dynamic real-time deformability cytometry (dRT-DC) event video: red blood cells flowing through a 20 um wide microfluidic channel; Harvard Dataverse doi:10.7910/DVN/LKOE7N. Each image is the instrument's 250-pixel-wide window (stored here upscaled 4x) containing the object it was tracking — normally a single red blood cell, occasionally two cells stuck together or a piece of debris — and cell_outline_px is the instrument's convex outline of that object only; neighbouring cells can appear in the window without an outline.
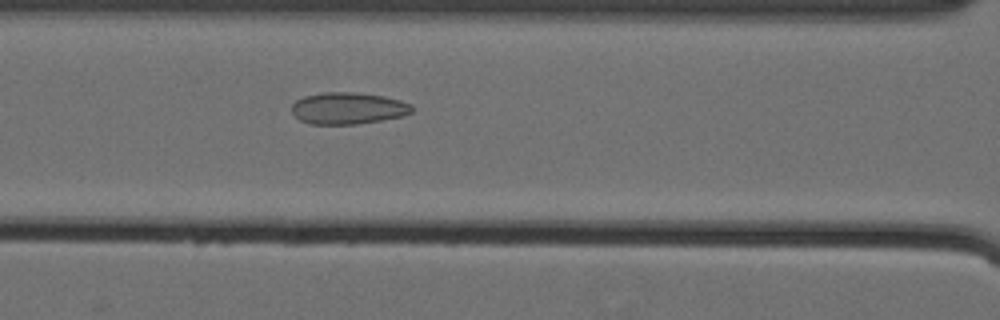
{"species": "Egyptian fruit bat (a non-hibernating species)", "species_latin": "Rousettus aegyptiacus", "temperature_condition": "cold", "stored_images_in_passage": 55, "camera_frame_rate_fps": 3000, "um_per_image_px": 0.085, "animal": {"sex": "female"}, "frame": {"image": 1, "passage_image": 24, "time_ms": 7.667, "image_size_px": [1000, 320], "cell_outline_px": [[416, 108], [412, 112], [400, 116], [360, 124], [308, 124], [300, 120], [292, 112], [292, 104], [296, 100], [304, 96], [324, 92], [356, 92], [384, 96], [400, 100], [412, 104]], "centroid_in_image_um": [29.59, 9.2], "position_along_channel_um": 137.0, "area_um2": 22.37}}
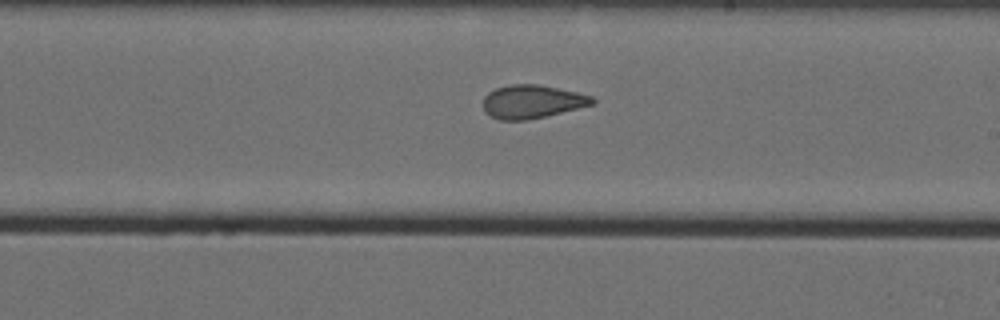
{"frame": {"image": 2, "passage_image": 33, "time_ms": 10.667, "image_size_px": [1000, 320], "cell_outline_px": [[596, 104], [528, 120], [500, 120], [484, 112], [484, 96], [488, 92], [496, 88], [512, 84], [536, 84], [576, 92], [592, 96], [596, 100]], "centroid_in_image_um": [45.23, 8.64], "position_along_channel_um": 243.8, "area_um2": 21.15}}
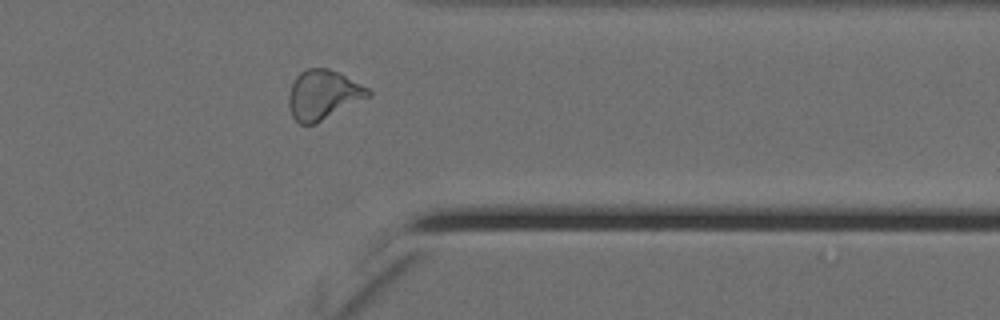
{"frame": {"image": 3, "passage_image": 45, "time_ms": 14.667, "image_size_px": [1000, 320], "cell_outline_px": [[372, 96], [316, 124], [300, 124], [292, 116], [288, 108], [288, 92], [296, 76], [300, 72], [308, 68], [328, 68], [368, 88], [372, 92]], "centroid_in_image_um": [27.45, 8.08], "position_along_channel_um": 383.9, "area_um2": 23.0}, "authors_computed_cell_mechanics": {"area_um2": 22.9466, "velocity_mm_per_s": 3.5683, "shape_relaxation_time_tau1_ms": null, "shape_relaxation_time_tau2_ms": 2.2238, "deformation_change_tau1": null, "deformation_change_tau2": 0.0821}}